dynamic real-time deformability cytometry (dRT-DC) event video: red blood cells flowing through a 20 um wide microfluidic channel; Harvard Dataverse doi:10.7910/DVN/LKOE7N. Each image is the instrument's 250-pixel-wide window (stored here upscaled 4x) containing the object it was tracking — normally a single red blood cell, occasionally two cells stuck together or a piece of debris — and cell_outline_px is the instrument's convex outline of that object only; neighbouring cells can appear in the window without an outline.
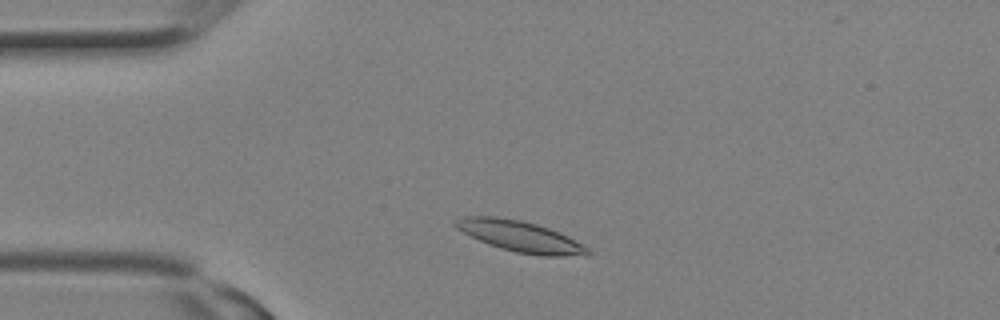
{"species": "Egyptian fruit bat (a non-hibernating species)", "species_latin": "Rousettus aegyptiacus", "temperature_condition": "room temperature", "stored_images_in_passage": 10, "camera_frame_rate_fps": 3000, "um_per_image_px": 0.085, "animal": {"sex": "female"}, "frame": {"image": 1, "passage_image": 3, "time_ms": 0.667, "image_size_px": [1000, 320], "cell_outline_px": [[592, 252], [588, 256], [540, 256], [516, 252], [500, 248], [488, 244], [456, 228], [452, 224], [452, 220], [464, 216], [496, 216], [520, 220], [536, 224], [560, 232], [584, 244]], "centroid_in_image_um": [44.25, 20.1], "position_along_channel_um": 40.7, "area_um2": 24.04}}
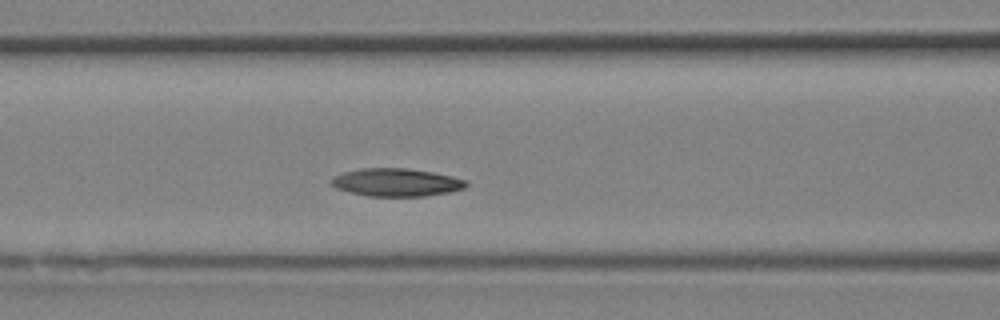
{"frame": {"image": 2, "passage_image": 8, "time_ms": 2.333, "image_size_px": [1000, 320], "cell_outline_px": [[468, 184], [464, 188], [448, 192], [424, 196], [368, 196], [348, 192], [336, 188], [328, 184], [328, 180], [332, 176], [344, 172], [364, 168], [408, 168], [432, 172], [452, 176], [468, 180]], "centroid_in_image_um": [33.64, 15.5], "position_along_channel_um": 133.0, "area_um2": 22.14}}
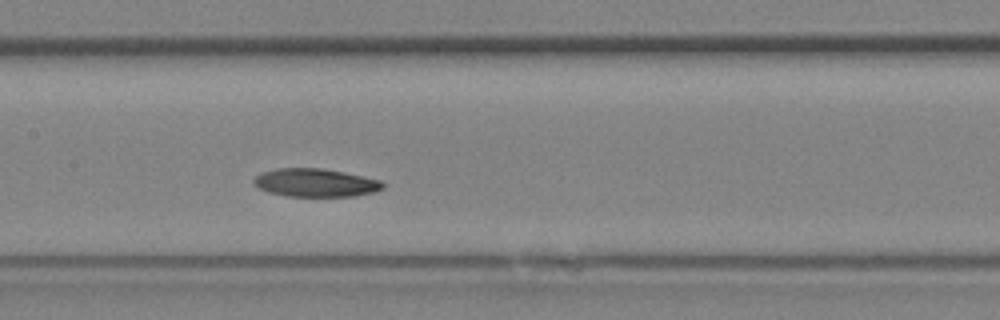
{"frame": {"image": 3, "passage_image": 10, "time_ms": 3.0, "image_size_px": [1000, 320], "cell_outline_px": [[384, 188], [376, 192], [356, 196], [288, 196], [268, 192], [252, 184], [252, 180], [260, 172], [276, 168], [320, 168], [344, 172], [380, 180], [384, 184]], "centroid_in_image_um": [26.8, 15.53], "position_along_channel_um": 180.6, "area_um2": 21.33}}